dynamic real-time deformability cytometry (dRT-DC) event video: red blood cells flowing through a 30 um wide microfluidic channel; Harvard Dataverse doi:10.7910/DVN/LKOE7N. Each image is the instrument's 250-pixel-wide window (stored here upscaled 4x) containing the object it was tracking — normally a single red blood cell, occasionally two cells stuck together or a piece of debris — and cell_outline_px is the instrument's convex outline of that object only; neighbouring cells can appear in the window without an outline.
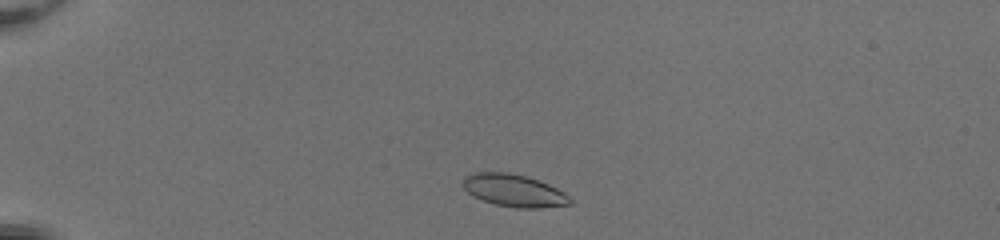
{"species": "common noctule bat (a hibernating species)", "species_latin": "Nyctalus noctula", "temperature_condition": "room temperature", "stored_images_in_passage": 42, "camera_frame_rate_fps": 3000, "um_per_image_px": 0.085, "animal": {"sex": "female", "body_mass_g": 20.0, "forearm_length_mm": 54.0}, "frame": {"image": 1, "passage_image": 4, "time_ms": 1.0, "image_size_px": [1000, 240], "cell_outline_px": [[572, 204], [540, 208], [516, 208], [496, 204], [472, 196], [460, 184], [464, 176], [476, 172], [508, 172], [528, 176], [548, 184], [564, 192], [572, 200]], "centroid_in_image_um": [43.67, 16.18], "position_along_channel_um": 41.3, "area_um2": 20.35}}
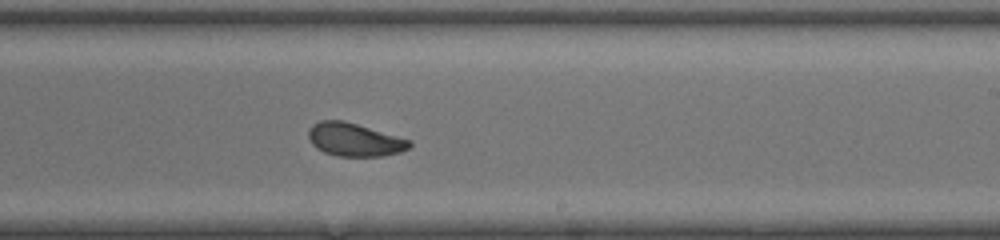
{"frame": {"image": 2, "passage_image": 24, "time_ms": 7.667, "image_size_px": [1000, 240], "cell_outline_px": [[412, 144], [408, 148], [400, 152], [384, 156], [336, 156], [324, 152], [316, 148], [312, 144], [308, 136], [308, 128], [312, 124], [320, 120], [344, 120], [412, 140]], "centroid_in_image_um": [30.12, 11.86], "position_along_channel_um": 258.9, "area_um2": 19.71}}
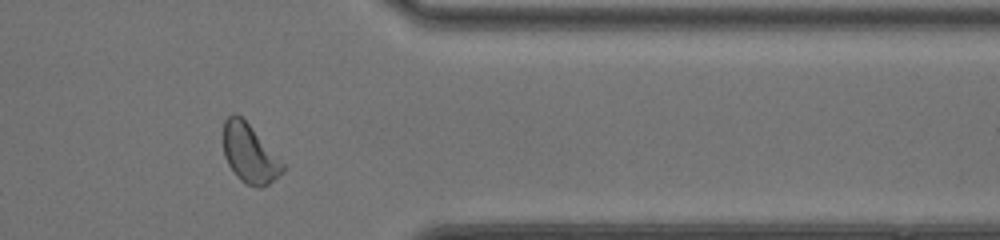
{"frame": {"image": 3, "passage_image": 34, "time_ms": 11.0, "image_size_px": [1000, 240], "cell_outline_px": [[284, 172], [268, 184], [260, 188], [248, 184], [240, 180], [236, 176], [228, 164], [224, 156], [224, 120], [232, 112], [236, 112], [248, 124], [284, 164]], "centroid_in_image_um": [21.19, 13.06], "position_along_channel_um": 390.2, "area_um2": 19.94}, "authors_computed_cell_mechanics": {"area_um2": 20.3167, "velocity_mm_per_s": 4.1528, "shape_relaxation_time_tau1_ms": 2.9352, "shape_relaxation_time_tau2_ms": 1.2457, "deformation_change_tau1": 0.1155, "deformation_change_tau2": 0.0704}}